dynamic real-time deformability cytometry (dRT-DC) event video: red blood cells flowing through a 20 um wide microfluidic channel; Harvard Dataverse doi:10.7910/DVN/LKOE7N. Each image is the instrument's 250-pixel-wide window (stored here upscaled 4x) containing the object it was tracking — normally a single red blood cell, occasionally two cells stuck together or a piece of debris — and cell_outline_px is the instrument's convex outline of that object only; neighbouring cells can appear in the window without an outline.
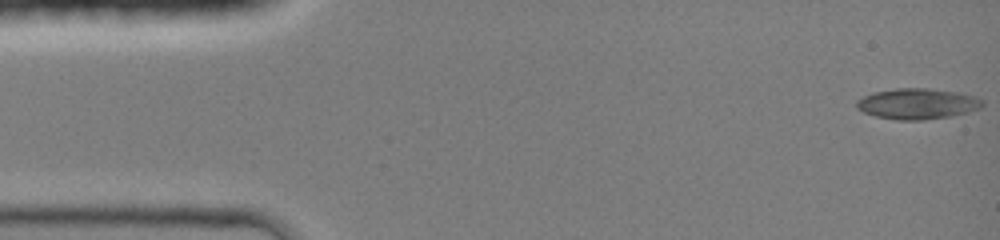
{"species": "common noctule bat (a hibernating species)", "species_latin": "Nyctalus noctula", "temperature_condition": "room temperature", "stored_images_in_passage": 44, "camera_frame_rate_fps": 3000, "um_per_image_px": 0.085, "animal": {"sex": "female", "body_mass_g": 19.0, "forearm_length_mm": 51.5}, "frame": {"image": 1, "passage_image": 1, "time_ms": 0.0, "image_size_px": [1000, 240], "cell_outline_px": [[984, 104], [980, 108], [968, 112], [952, 116], [924, 120], [896, 120], [876, 116], [864, 112], [856, 108], [856, 100], [872, 92], [896, 88], [928, 88], [956, 92], [972, 96], [984, 100]], "centroid_in_image_um": [77.96, 8.82], "position_along_channel_um": 7.0, "area_um2": 22.6}}
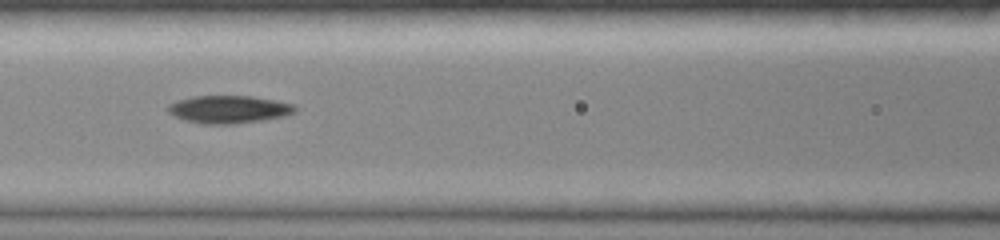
{"frame": {"image": 2, "passage_image": 19, "time_ms": 6.0, "image_size_px": [1000, 240], "cell_outline_px": [[296, 112], [284, 116], [264, 120], [236, 124], [200, 124], [184, 120], [168, 112], [168, 104], [176, 100], [192, 96], [252, 96], [276, 100], [296, 104]], "centroid_in_image_um": [19.47, 9.29], "position_along_channel_um": 147.1, "area_um2": 20.81}}
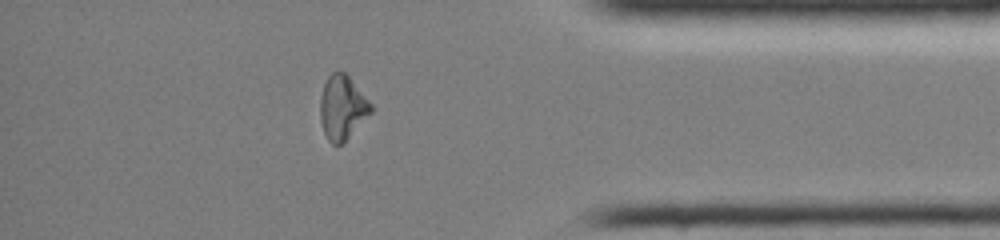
{"frame": {"image": 3, "passage_image": 38, "time_ms": 12.333, "image_size_px": [1000, 240], "cell_outline_px": [[372, 112], [344, 144], [332, 144], [328, 140], [324, 132], [320, 120], [320, 96], [324, 84], [328, 76], [332, 72], [340, 68], [348, 76], [372, 104]], "centroid_in_image_um": [29.09, 9.15], "position_along_channel_um": 406.1, "area_um2": 19.19}, "authors_computed_cell_mechanics": {"area_um2": 20.3456, "velocity_mm_per_s": 4.32, "shape_relaxation_time_tau1_ms": 10.1473, "shape_relaxation_time_tau2_ms": 5.7093, "deformation_change_tau1": 0.2946, "deformation_change_tau2": 0.1221}}